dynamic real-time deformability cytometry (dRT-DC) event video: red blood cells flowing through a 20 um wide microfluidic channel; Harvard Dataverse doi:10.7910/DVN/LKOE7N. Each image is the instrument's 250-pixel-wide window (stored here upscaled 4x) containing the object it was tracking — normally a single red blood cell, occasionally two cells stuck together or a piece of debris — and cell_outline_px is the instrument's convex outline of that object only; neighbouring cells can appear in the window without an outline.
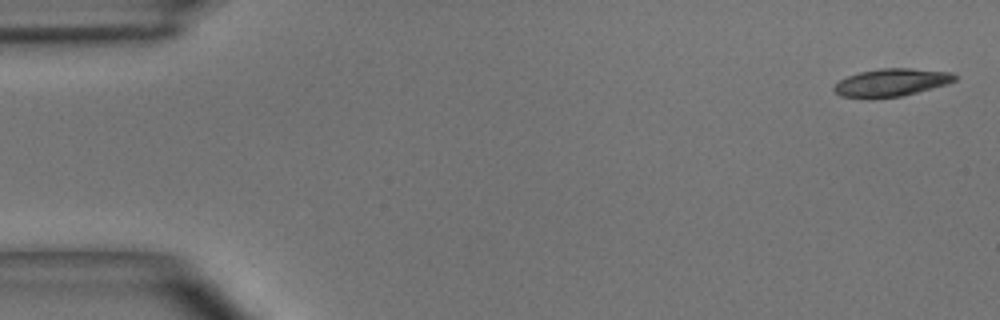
{"species": "common noctule bat (a hibernating species)", "species_latin": "Nyctalus noctula", "temperature_condition": "room temperature", "stored_images_in_passage": 49, "camera_frame_rate_fps": 3000, "um_per_image_px": 0.085, "animal": {"sex": "male", "body_mass_g": 15.6}, "frame": {"image": 1, "passage_image": 1, "time_ms": 0.0, "image_size_px": [1000, 320], "cell_outline_px": [[956, 80], [948, 84], [900, 96], [840, 96], [832, 92], [832, 88], [840, 80], [848, 76], [860, 72], [880, 68], [912, 68], [952, 72], [956, 76]], "centroid_in_image_um": [75.8, 6.98], "position_along_channel_um": 9.2, "area_um2": 19.02}}
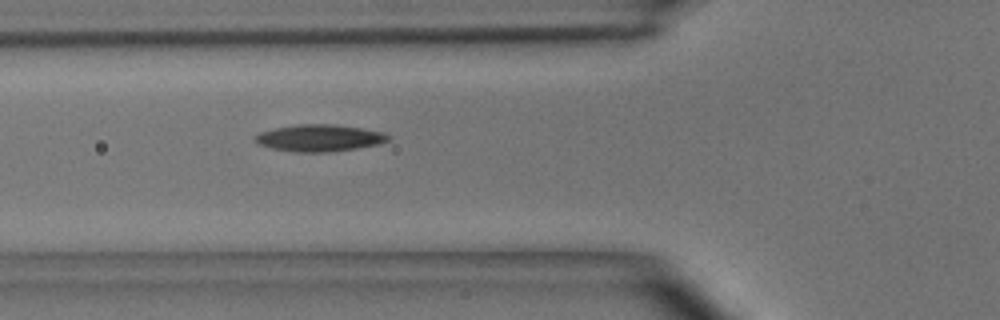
{"frame": {"image": 2, "passage_image": 17, "time_ms": 5.333, "image_size_px": [1000, 320], "cell_outline_px": [[388, 140], [380, 144], [356, 148], [328, 152], [296, 152], [272, 148], [260, 144], [252, 140], [260, 132], [276, 128], [300, 124], [336, 124], [360, 128], [380, 132], [388, 136]], "centroid_in_image_um": [27.12, 11.73], "position_along_channel_um": 98.7, "area_um2": 20.52}}
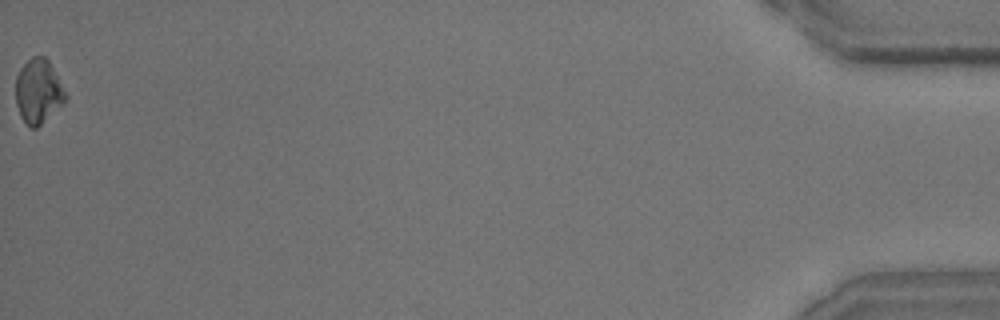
{"frame": {"image": 3, "passage_image": 49, "time_ms": 16.0, "image_size_px": [1000, 320], "cell_outline_px": [[68, 96], [36, 128], [32, 128], [20, 116], [16, 104], [16, 76], [20, 68], [32, 56], [44, 56], [48, 60]], "centroid_in_image_um": [3.22, 7.72], "position_along_channel_um": 432.0, "area_um2": 18.09}, "authors_computed_cell_mechanics": {"area_um2": 19.4786, "velocity_mm_per_s": 4.0211, "shape_relaxation_time_tau1_ms": 3.6114, "shape_relaxation_time_tau2_ms": 4.0518, "deformation_change_tau1": 0.1188, "deformation_change_tau2": 0.1157}}